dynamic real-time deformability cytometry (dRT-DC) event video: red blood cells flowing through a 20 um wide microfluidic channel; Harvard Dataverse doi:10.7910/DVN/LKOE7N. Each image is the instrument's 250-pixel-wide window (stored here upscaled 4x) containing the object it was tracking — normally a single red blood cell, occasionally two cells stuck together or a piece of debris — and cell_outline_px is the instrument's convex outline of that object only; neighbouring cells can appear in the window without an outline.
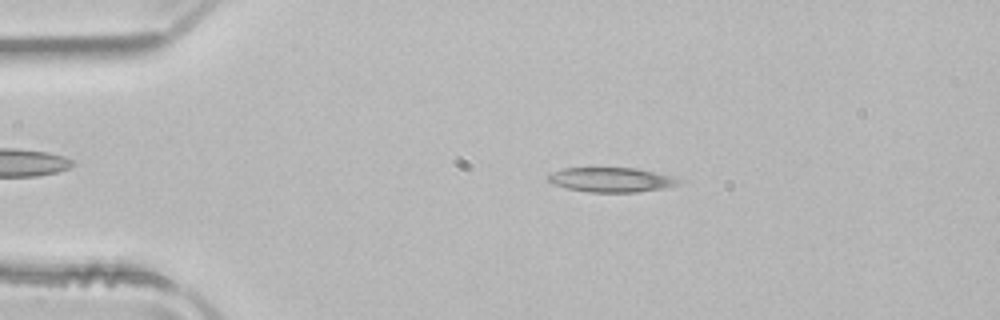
{"species": "common noctule bat (a hibernating species)", "species_latin": "Nyctalus noctula", "temperature_condition": "room temperature", "stored_images_in_passage": 50, "camera_frame_rate_fps": 3000, "um_per_image_px": 0.085, "animal": {"sex": "male", "body_mass_g": 21.5, "forearm_length_mm": 52.0}, "frame": {"image": 1, "passage_image": 9, "time_ms": 2.667, "image_size_px": [1000, 320], "cell_outline_px": [[684, 180], [680, 184], [668, 188], [636, 192], [588, 192], [568, 188], [552, 184], [548, 180], [548, 176], [552, 172], [564, 168], [636, 168], [672, 176]], "centroid_in_image_um": [52.02, 15.28], "position_along_channel_um": 33.0, "area_um2": 18.79}}
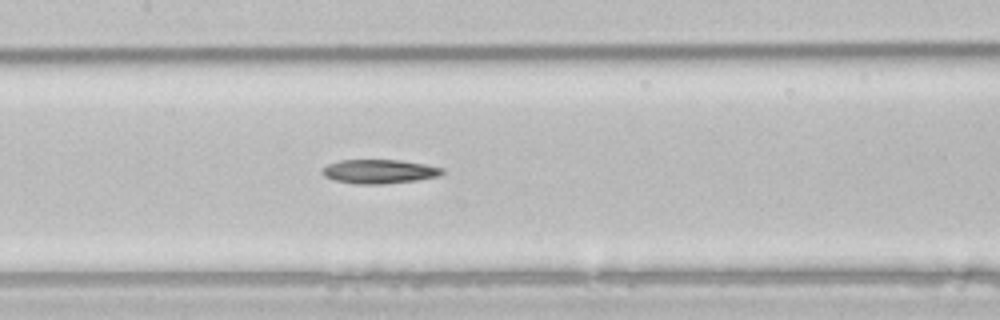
{"frame": {"image": 2, "passage_image": 23, "time_ms": 7.333, "image_size_px": [1000, 320], "cell_outline_px": [[444, 172], [440, 176], [416, 180], [384, 184], [356, 184], [336, 180], [324, 176], [320, 168], [328, 164], [340, 160], [400, 160], [424, 164], [444, 168]], "centroid_in_image_um": [32.23, 14.57], "position_along_channel_um": 175.2, "area_um2": 16.82}}
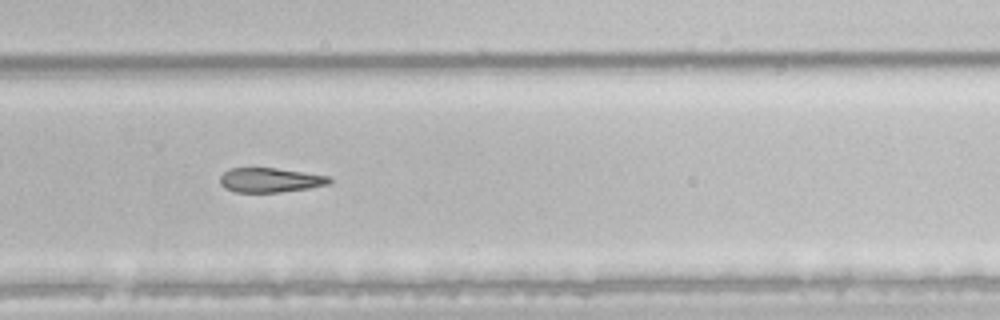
{"frame": {"image": 3, "passage_image": 33, "time_ms": 10.667, "image_size_px": [1000, 320], "cell_outline_px": [[332, 180], [328, 184], [308, 188], [280, 192], [236, 192], [224, 188], [220, 184], [220, 176], [228, 168], [276, 168], [332, 176]], "centroid_in_image_um": [22.96, 15.3], "position_along_channel_um": 306.8, "area_um2": 15.66}, "authors_computed_cell_mechanics": {"area_um2": 18.1203, "velocity_mm_per_s": 3.9789, "shape_relaxation_time_tau1_ms": 5.0551, "shape_relaxation_time_tau2_ms": null, "deformation_change_tau1": 0.1551, "deformation_change_tau2": null}}